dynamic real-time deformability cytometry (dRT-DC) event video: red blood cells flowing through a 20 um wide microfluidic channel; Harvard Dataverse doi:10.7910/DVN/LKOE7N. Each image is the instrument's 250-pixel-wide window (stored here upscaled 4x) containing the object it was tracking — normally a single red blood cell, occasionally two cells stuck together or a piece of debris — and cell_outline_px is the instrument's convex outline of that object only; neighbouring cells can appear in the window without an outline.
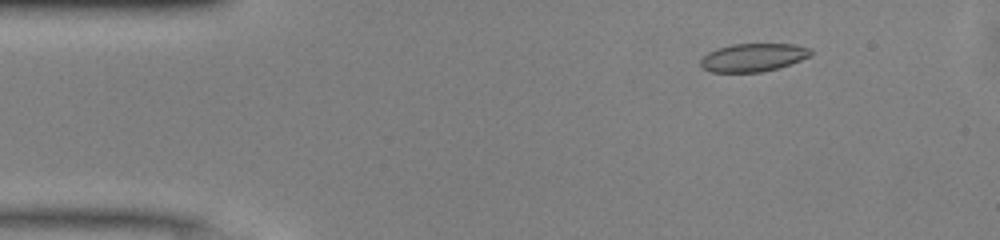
{"species": "common noctule bat (a hibernating species)", "species_latin": "Nyctalus noctula", "temperature_condition": "warm", "stored_images_in_passage": 39, "camera_frame_rate_fps": 3000, "um_per_image_px": 0.085, "animal": {"sex": "male", "body_mass_g": 13.0, "forearm_length_mm": 53.1}, "frame": {"image": 1, "passage_image": 6, "time_ms": 1.667, "image_size_px": [1000, 240], "cell_outline_px": [[812, 56], [776, 68], [760, 72], [712, 72], [704, 68], [700, 64], [700, 60], [708, 52], [716, 48], [732, 44], [792, 44], [812, 48]], "centroid_in_image_um": [64.02, 4.87], "position_along_channel_um": 21.0, "area_um2": 17.98}}
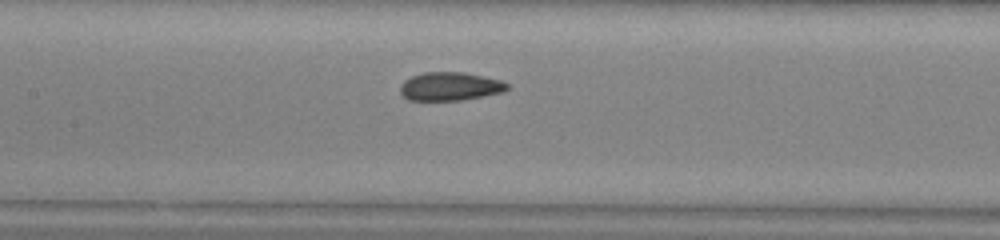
{"frame": {"image": 2, "passage_image": 22, "time_ms": 7.0, "image_size_px": [1000, 240], "cell_outline_px": [[508, 88], [504, 92], [460, 100], [408, 100], [400, 92], [400, 88], [404, 80], [412, 76], [424, 72], [464, 72], [484, 76], [500, 80], [508, 84]], "centroid_in_image_um": [38.25, 7.34], "position_along_channel_um": 169.1, "area_um2": 17.63}}
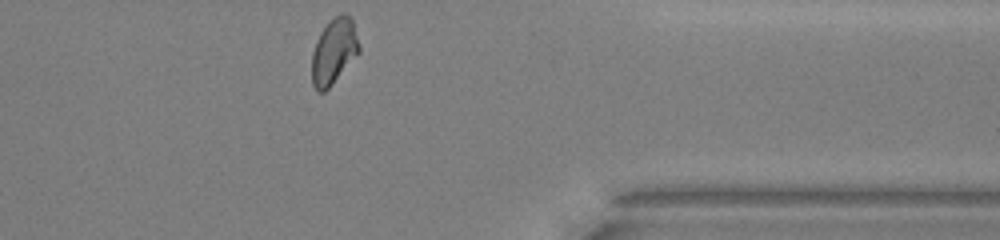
{"frame": {"image": 3, "passage_image": 39, "time_ms": 12.667, "image_size_px": [1000, 240], "cell_outline_px": [[360, 52], [332, 84], [324, 92], [316, 92], [312, 84], [312, 52], [316, 40], [320, 32], [340, 12], [344, 12], [352, 16], [360, 44]], "centroid_in_image_um": [28.4, 4.35], "position_along_channel_um": 383.0, "area_um2": 18.26}, "authors_computed_cell_mechanics": {"area_um2": 18.207, "velocity_mm_per_s": 4.1003, "shape_relaxation_time_tau1_ms": 4.3356, "shape_relaxation_time_tau2_ms": 1.1875, "deformation_change_tau1": 0.1269, "deformation_change_tau2": 0.058}}